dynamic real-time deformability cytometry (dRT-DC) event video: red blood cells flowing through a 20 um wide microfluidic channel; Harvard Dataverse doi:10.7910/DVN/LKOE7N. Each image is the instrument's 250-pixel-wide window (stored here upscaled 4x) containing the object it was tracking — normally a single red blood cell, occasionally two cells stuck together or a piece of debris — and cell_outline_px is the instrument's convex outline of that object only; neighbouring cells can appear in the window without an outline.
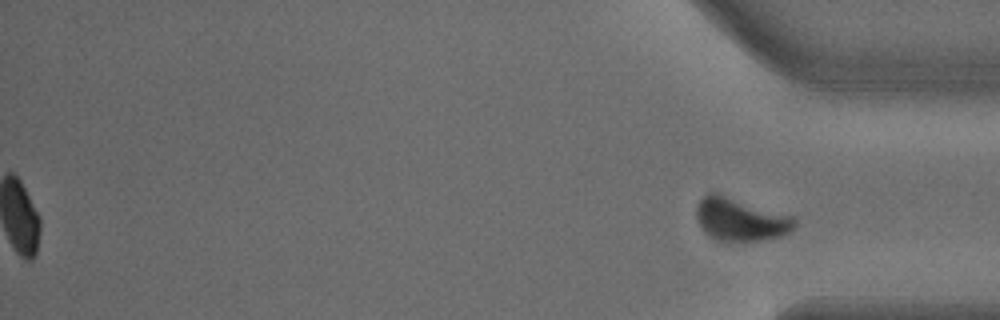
{"species": "common noctule bat (a hibernating species)", "species_latin": "Nyctalus noctula", "temperature_condition": "warm", "stored_images_in_passage": 30, "segment_of_instrument_passage": [2, 2], "camera_frame_rate_fps": 3000, "um_per_image_px": 0.085, "animal": {"sex": "male", "body_mass_g": 18.8}, "frame": {"image": 1, "passage_image": 30, "time_ms": 9.667, "image_size_px": [1000, 320], "cell_outline_px": [[796, 228], [792, 232], [780, 236], [764, 240], [716, 240], [708, 236], [700, 228], [696, 216], [696, 204], [708, 192], [716, 192], [792, 216], [796, 220]], "centroid_in_image_um": [62.92, 18.65], "position_along_channel_um": 372.3, "area_um2": 24.68}}